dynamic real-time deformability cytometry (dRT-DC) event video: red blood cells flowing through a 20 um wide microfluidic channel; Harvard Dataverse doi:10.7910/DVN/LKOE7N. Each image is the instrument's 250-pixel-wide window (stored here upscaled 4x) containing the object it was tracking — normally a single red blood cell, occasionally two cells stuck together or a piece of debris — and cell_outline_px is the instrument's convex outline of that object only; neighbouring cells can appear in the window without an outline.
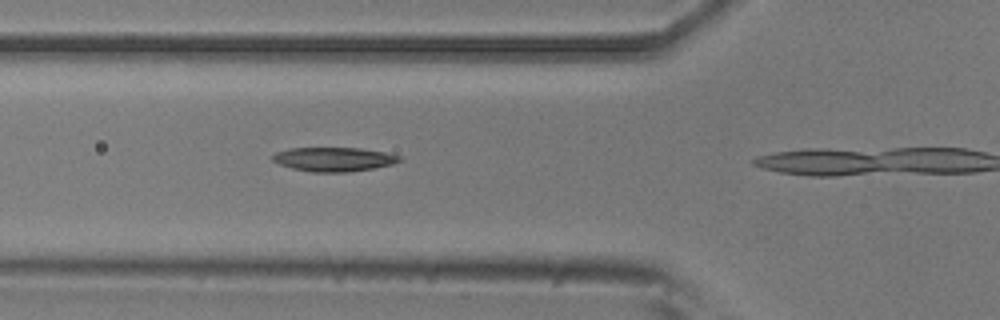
{"species": "common noctule bat (a hibernating species)", "species_latin": "Nyctalus noctula", "temperature_condition": "room temperature", "stored_images_in_passage": 7, "camera_frame_rate_fps": 3000, "um_per_image_px": 0.085, "animal": {"sex": "male", "body_mass_g": 20.5, "forearm_length_mm": 52.5}, "frame": {"image": 1, "passage_image": 3, "time_ms": 0.667, "image_size_px": [1000, 320], "cell_outline_px": [[404, 160], [392, 164], [372, 168], [348, 172], [312, 172], [292, 168], [280, 164], [272, 160], [272, 156], [276, 152], [292, 148], [360, 148], [384, 152], [400, 156]], "centroid_in_image_um": [28.39, 13.54], "position_along_channel_um": 97.4, "area_um2": 17.69}}
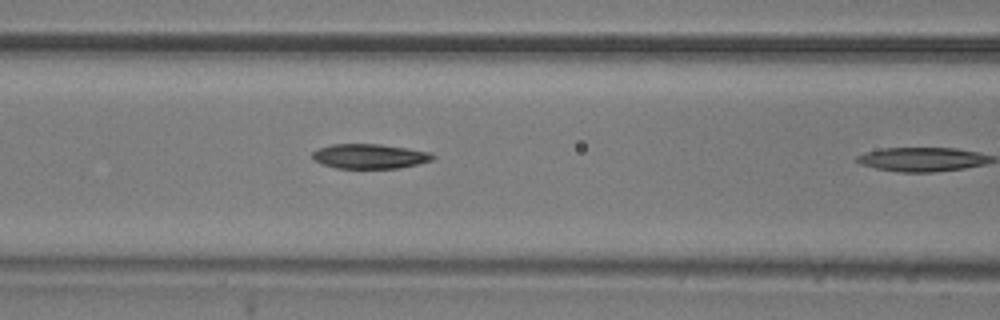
{"frame": {"image": 2, "passage_image": 6, "time_ms": 1.667, "image_size_px": [1000, 320], "cell_outline_px": [[436, 156], [432, 160], [400, 168], [336, 168], [312, 160], [312, 152], [320, 148], [332, 144], [380, 144], [408, 148], [428, 152]], "centroid_in_image_um": [31.41, 13.28], "position_along_channel_um": 135.2, "area_um2": 17.22}}